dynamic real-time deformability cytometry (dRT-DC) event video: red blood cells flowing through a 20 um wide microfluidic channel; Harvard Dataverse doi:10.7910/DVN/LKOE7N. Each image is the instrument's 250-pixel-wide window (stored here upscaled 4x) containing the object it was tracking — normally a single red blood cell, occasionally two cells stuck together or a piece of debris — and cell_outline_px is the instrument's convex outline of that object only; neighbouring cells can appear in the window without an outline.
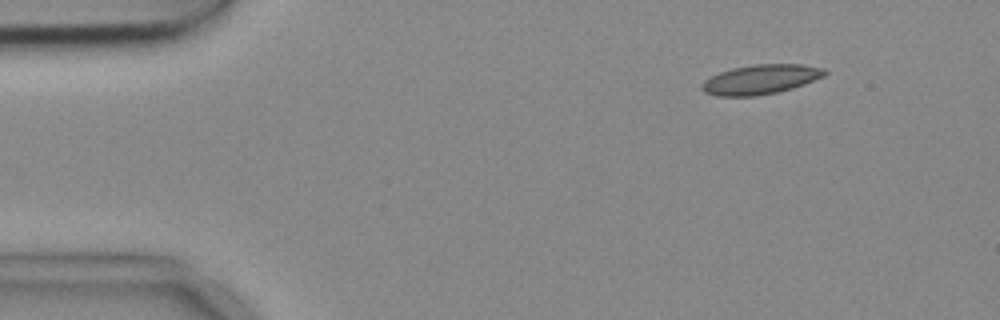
{"species": "common noctule bat (a hibernating species)", "species_latin": "Nyctalus noctula", "temperature_condition": "cold", "stored_images_in_passage": 5, "camera_frame_rate_fps": 3000, "um_per_image_px": 0.085, "animal": {"sex": "female", "body_mass_g": 18.4}, "frame": {"image": 1, "passage_image": 2, "time_ms": 0.333, "image_size_px": [1000, 320], "cell_outline_px": [[828, 72], [824, 76], [804, 84], [792, 88], [776, 92], [756, 96], [716, 96], [704, 92], [700, 88], [700, 84], [704, 80], [720, 72], [732, 68], [752, 64], [800, 64], [824, 68]], "centroid_in_image_um": [64.63, 6.75], "position_along_channel_um": 20.4, "area_um2": 21.21}}
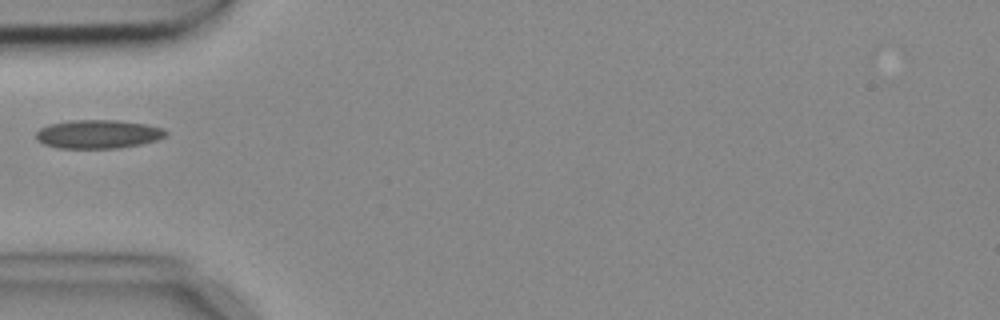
{"frame": {"image": 2, "passage_image": 5, "time_ms": 1.333, "image_size_px": [1000, 320], "cell_outline_px": [[168, 132], [164, 136], [156, 140], [140, 144], [120, 148], [60, 148], [44, 144], [36, 140], [36, 132], [40, 128], [48, 124], [72, 120], [116, 120], [144, 124], [164, 128]], "centroid_in_image_um": [8.31, 11.4], "position_along_channel_um": 76.7, "area_um2": 21.62}}